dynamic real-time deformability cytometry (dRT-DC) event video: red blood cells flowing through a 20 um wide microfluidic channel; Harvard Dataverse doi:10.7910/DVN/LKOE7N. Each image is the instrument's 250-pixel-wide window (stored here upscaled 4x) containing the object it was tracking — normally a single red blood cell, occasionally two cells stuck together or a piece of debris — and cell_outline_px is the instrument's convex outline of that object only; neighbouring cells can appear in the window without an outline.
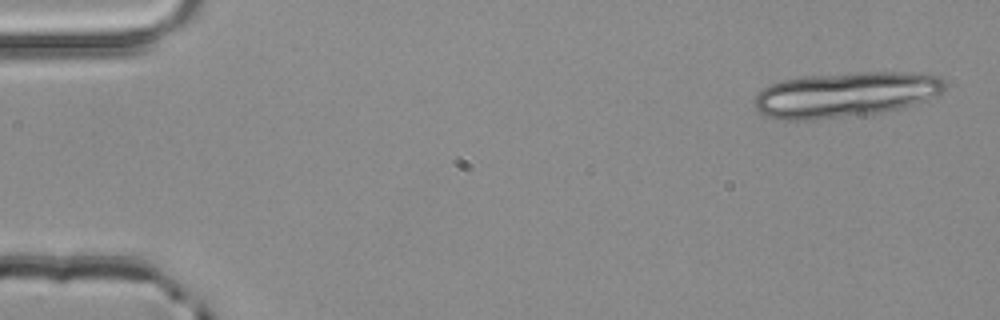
{"species": "common noctule bat (a hibernating species)", "species_latin": "Nyctalus noctula", "temperature_condition": "room temperature", "stored_images_in_passage": 2, "camera_frame_rate_fps": 3000, "um_per_image_px": 0.085, "animal": {"sex": "male", "body_mass_g": 20.4}, "frame": {"image": 1, "passage_image": 2, "time_ms": 0.333, "image_size_px": [1000, 320], "cell_outline_px": [[944, 88], [940, 92], [916, 104], [884, 112], [812, 120], [776, 120], [760, 112], [756, 108], [752, 100], [768, 84], [784, 80], [804, 76], [864, 72], [900, 72], [940, 76], [944, 80]], "centroid_in_image_um": [71.81, 8.05], "position_along_channel_um": 13.2, "area_um2": 49.88}}